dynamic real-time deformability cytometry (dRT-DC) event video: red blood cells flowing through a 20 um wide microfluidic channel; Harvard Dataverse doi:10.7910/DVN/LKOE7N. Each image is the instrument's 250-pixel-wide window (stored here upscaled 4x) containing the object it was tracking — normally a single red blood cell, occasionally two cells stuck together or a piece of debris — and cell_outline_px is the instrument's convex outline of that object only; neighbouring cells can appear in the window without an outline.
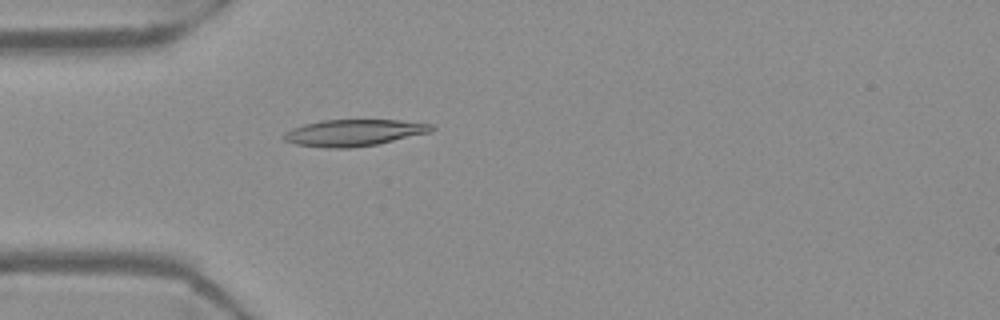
{"species": "Egyptian fruit bat (a non-hibernating species)", "species_latin": "Rousettus aegyptiacus", "temperature_condition": "warm", "stored_images_in_passage": 55, "camera_frame_rate_fps": 3000, "um_per_image_px": 0.085, "frame": {"image": 1, "passage_image": 16, "time_ms": 5.0, "image_size_px": [1000, 320], "cell_outline_px": [[436, 128], [432, 132], [376, 144], [352, 148], [324, 148], [296, 144], [284, 140], [284, 132], [292, 128], [304, 124], [320, 120], [400, 120], [436, 124]], "centroid_in_image_um": [30.12, 11.27], "position_along_channel_um": 54.9, "area_um2": 23.06}}
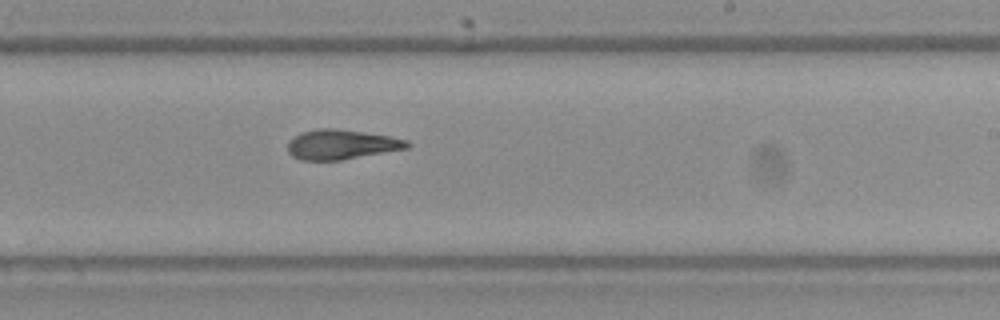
{"frame": {"image": 2, "passage_image": 33, "time_ms": 10.667, "image_size_px": [1000, 320], "cell_outline_px": [[412, 144], [408, 148], [340, 160], [300, 160], [292, 156], [288, 152], [288, 140], [292, 136], [300, 132], [316, 128], [336, 128], [364, 132], [388, 136], [408, 140]], "centroid_in_image_um": [28.98, 12.27], "position_along_channel_um": 260.0, "area_um2": 20.87}}
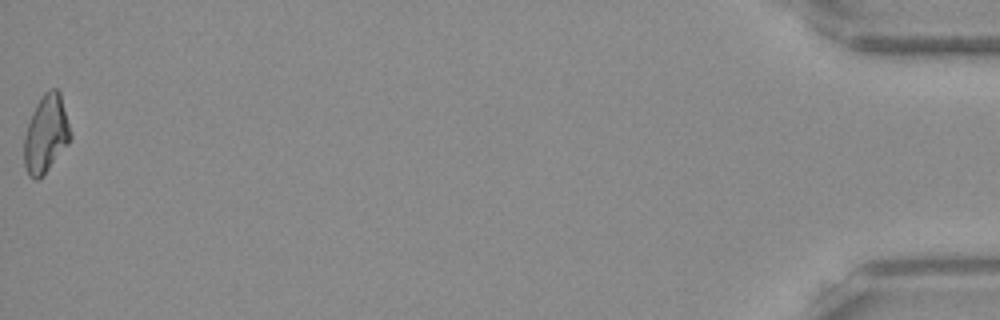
{"frame": {"image": 3, "passage_image": 55, "time_ms": 18.0, "image_size_px": [1000, 320], "cell_outline_px": [[72, 136], [68, 144], [48, 168], [36, 180], [28, 176], [24, 164], [24, 136], [32, 112], [36, 104], [44, 92], [52, 88], [56, 88], [60, 92]], "centroid_in_image_um": [3.9, 11.36], "position_along_channel_um": 431.3, "area_um2": 20.69}, "authors_computed_cell_mechanics": {"area_um2": 21.3282, "velocity_mm_per_s": 3.7156, "shape_relaxation_time_tau1_ms": null, "shape_relaxation_time_tau2_ms": 2.7791, "deformation_change_tau1": null, "deformation_change_tau2": 0.1053}}